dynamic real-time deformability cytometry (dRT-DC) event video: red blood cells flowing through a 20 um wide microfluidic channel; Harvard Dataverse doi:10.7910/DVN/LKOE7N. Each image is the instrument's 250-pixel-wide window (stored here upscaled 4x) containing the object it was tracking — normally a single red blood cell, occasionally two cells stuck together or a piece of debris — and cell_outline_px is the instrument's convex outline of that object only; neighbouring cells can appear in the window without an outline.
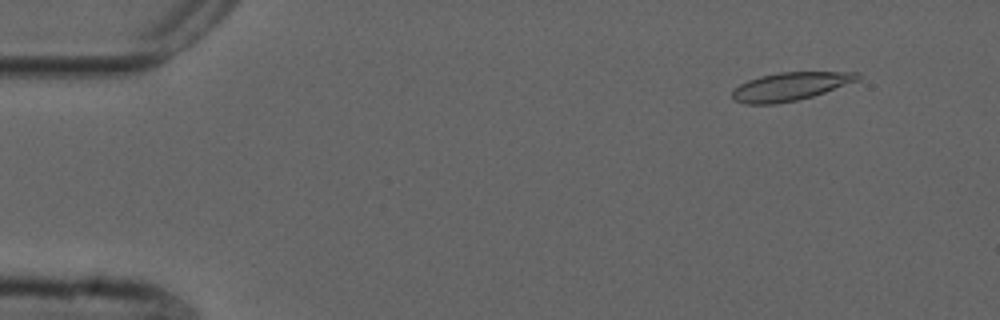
{"species": "common noctule bat (a hibernating species)", "species_latin": "Nyctalus noctula", "temperature_condition": "cold", "stored_images_in_passage": 42, "camera_frame_rate_fps": 3000, "um_per_image_px": 0.085, "animal": {"sex": "male", "forearm_length_mm": 52.5}, "frame": {"image": 1, "passage_image": 5, "time_ms": 1.333, "image_size_px": [1000, 320], "cell_outline_px": [[860, 80], [812, 96], [796, 100], [776, 104], [744, 104], [736, 100], [732, 96], [732, 92], [740, 84], [748, 80], [760, 76], [780, 72], [860, 72]], "centroid_in_image_um": [67.19, 7.34], "position_along_channel_um": 17.8, "area_um2": 20.46}}
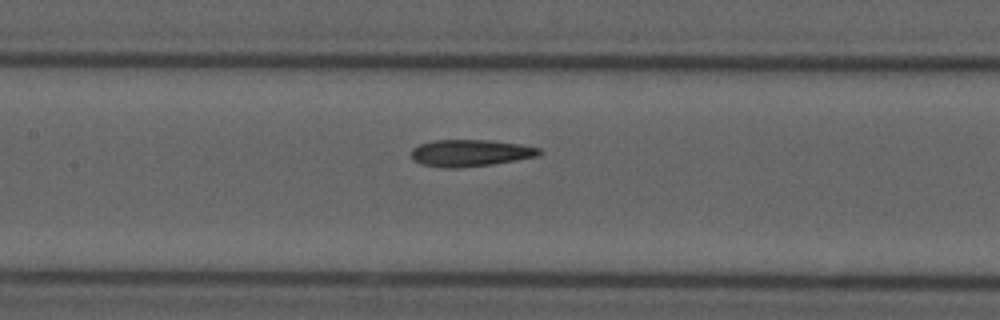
{"frame": {"image": 2, "passage_image": 25, "time_ms": 8.0, "image_size_px": [1000, 320], "cell_outline_px": [[544, 152], [540, 156], [492, 164], [456, 168], [444, 168], [420, 164], [412, 160], [412, 148], [420, 144], [436, 140], [492, 140], [520, 144], [540, 148]], "centroid_in_image_um": [40.0, 13.0], "position_along_channel_um": 167.4, "area_um2": 20.17}}
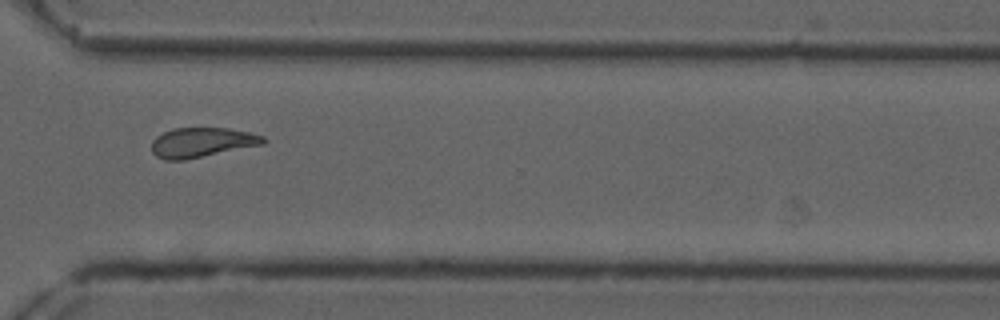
{"frame": {"image": 3, "passage_image": 40, "time_ms": 13.0, "image_size_px": [1000, 320], "cell_outline_px": [[268, 140], [264, 144], [184, 160], [164, 160], [156, 156], [152, 152], [152, 140], [156, 136], [172, 128], [228, 128], [248, 132], [264, 136]], "centroid_in_image_um": [17.15, 12.1], "position_along_channel_um": 353.4, "area_um2": 19.36}}